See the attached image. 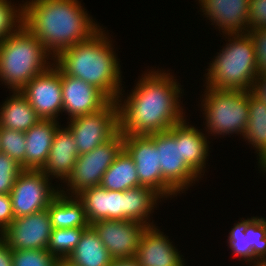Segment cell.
I'll return each instance as SVG.
<instances>
[{
	"instance_id": "obj_1",
	"label": "cell",
	"mask_w": 266,
	"mask_h": 266,
	"mask_svg": "<svg viewBox=\"0 0 266 266\" xmlns=\"http://www.w3.org/2000/svg\"><path fill=\"white\" fill-rule=\"evenodd\" d=\"M173 78L165 71L151 70L144 77L142 74L123 105L122 99H117L119 131L123 135L147 136L166 132L185 120L178 100L181 88Z\"/></svg>"
},
{
	"instance_id": "obj_2",
	"label": "cell",
	"mask_w": 266,
	"mask_h": 266,
	"mask_svg": "<svg viewBox=\"0 0 266 266\" xmlns=\"http://www.w3.org/2000/svg\"><path fill=\"white\" fill-rule=\"evenodd\" d=\"M22 6L23 25L44 45L52 58L91 38L101 29L78 0H31Z\"/></svg>"
},
{
	"instance_id": "obj_3",
	"label": "cell",
	"mask_w": 266,
	"mask_h": 266,
	"mask_svg": "<svg viewBox=\"0 0 266 266\" xmlns=\"http://www.w3.org/2000/svg\"><path fill=\"white\" fill-rule=\"evenodd\" d=\"M105 32L60 52L54 59L66 75L82 79L102 91L111 101L122 98L120 65ZM120 95V96H119Z\"/></svg>"
},
{
	"instance_id": "obj_4",
	"label": "cell",
	"mask_w": 266,
	"mask_h": 266,
	"mask_svg": "<svg viewBox=\"0 0 266 266\" xmlns=\"http://www.w3.org/2000/svg\"><path fill=\"white\" fill-rule=\"evenodd\" d=\"M50 55L44 45L22 25L0 42V80L11 91H20L35 76L46 72L54 64L46 62Z\"/></svg>"
},
{
	"instance_id": "obj_5",
	"label": "cell",
	"mask_w": 266,
	"mask_h": 266,
	"mask_svg": "<svg viewBox=\"0 0 266 266\" xmlns=\"http://www.w3.org/2000/svg\"><path fill=\"white\" fill-rule=\"evenodd\" d=\"M229 35V44L220 50L210 64L206 75V87L216 90L250 91L258 77L256 52L248 33Z\"/></svg>"
},
{
	"instance_id": "obj_6",
	"label": "cell",
	"mask_w": 266,
	"mask_h": 266,
	"mask_svg": "<svg viewBox=\"0 0 266 266\" xmlns=\"http://www.w3.org/2000/svg\"><path fill=\"white\" fill-rule=\"evenodd\" d=\"M202 107L210 134L245 133L249 116V91L206 87Z\"/></svg>"
},
{
	"instance_id": "obj_7",
	"label": "cell",
	"mask_w": 266,
	"mask_h": 266,
	"mask_svg": "<svg viewBox=\"0 0 266 266\" xmlns=\"http://www.w3.org/2000/svg\"><path fill=\"white\" fill-rule=\"evenodd\" d=\"M122 149L123 134L119 131L112 139L91 152L80 154L65 180L71 194L75 197L83 190L99 186L104 173Z\"/></svg>"
},
{
	"instance_id": "obj_8",
	"label": "cell",
	"mask_w": 266,
	"mask_h": 266,
	"mask_svg": "<svg viewBox=\"0 0 266 266\" xmlns=\"http://www.w3.org/2000/svg\"><path fill=\"white\" fill-rule=\"evenodd\" d=\"M68 124L67 127L72 132L79 155L91 152L119 132L117 101H110L95 113L75 117Z\"/></svg>"
},
{
	"instance_id": "obj_9",
	"label": "cell",
	"mask_w": 266,
	"mask_h": 266,
	"mask_svg": "<svg viewBox=\"0 0 266 266\" xmlns=\"http://www.w3.org/2000/svg\"><path fill=\"white\" fill-rule=\"evenodd\" d=\"M41 170H23L15 181L10 197L14 219L48 208L59 194Z\"/></svg>"
},
{
	"instance_id": "obj_10",
	"label": "cell",
	"mask_w": 266,
	"mask_h": 266,
	"mask_svg": "<svg viewBox=\"0 0 266 266\" xmlns=\"http://www.w3.org/2000/svg\"><path fill=\"white\" fill-rule=\"evenodd\" d=\"M123 148L133 158L140 186L149 187L162 198L177 193L162 179L159 149L146 135H123Z\"/></svg>"
},
{
	"instance_id": "obj_11",
	"label": "cell",
	"mask_w": 266,
	"mask_h": 266,
	"mask_svg": "<svg viewBox=\"0 0 266 266\" xmlns=\"http://www.w3.org/2000/svg\"><path fill=\"white\" fill-rule=\"evenodd\" d=\"M159 149L162 179L176 192L184 191L200 176L181 158L177 124L166 132L147 135ZM191 183V184H190Z\"/></svg>"
},
{
	"instance_id": "obj_12",
	"label": "cell",
	"mask_w": 266,
	"mask_h": 266,
	"mask_svg": "<svg viewBox=\"0 0 266 266\" xmlns=\"http://www.w3.org/2000/svg\"><path fill=\"white\" fill-rule=\"evenodd\" d=\"M20 92L41 119L57 120L63 108L61 70L52 65L46 72L35 76Z\"/></svg>"
},
{
	"instance_id": "obj_13",
	"label": "cell",
	"mask_w": 266,
	"mask_h": 266,
	"mask_svg": "<svg viewBox=\"0 0 266 266\" xmlns=\"http://www.w3.org/2000/svg\"><path fill=\"white\" fill-rule=\"evenodd\" d=\"M47 209L15 218L0 233L11 250L47 249L52 233Z\"/></svg>"
},
{
	"instance_id": "obj_14",
	"label": "cell",
	"mask_w": 266,
	"mask_h": 266,
	"mask_svg": "<svg viewBox=\"0 0 266 266\" xmlns=\"http://www.w3.org/2000/svg\"><path fill=\"white\" fill-rule=\"evenodd\" d=\"M113 259L136 256L146 225L132 220H100L90 225Z\"/></svg>"
},
{
	"instance_id": "obj_15",
	"label": "cell",
	"mask_w": 266,
	"mask_h": 266,
	"mask_svg": "<svg viewBox=\"0 0 266 266\" xmlns=\"http://www.w3.org/2000/svg\"><path fill=\"white\" fill-rule=\"evenodd\" d=\"M62 112L69 120L103 109L111 100L98 88L82 79L68 76L61 71Z\"/></svg>"
},
{
	"instance_id": "obj_16",
	"label": "cell",
	"mask_w": 266,
	"mask_h": 266,
	"mask_svg": "<svg viewBox=\"0 0 266 266\" xmlns=\"http://www.w3.org/2000/svg\"><path fill=\"white\" fill-rule=\"evenodd\" d=\"M83 203L89 225L100 220H126L125 191H110L99 186L83 190L77 195Z\"/></svg>"
},
{
	"instance_id": "obj_17",
	"label": "cell",
	"mask_w": 266,
	"mask_h": 266,
	"mask_svg": "<svg viewBox=\"0 0 266 266\" xmlns=\"http://www.w3.org/2000/svg\"><path fill=\"white\" fill-rule=\"evenodd\" d=\"M250 0H199L206 17L224 34L248 33ZM247 25V26H246ZM247 27V28H246Z\"/></svg>"
},
{
	"instance_id": "obj_18",
	"label": "cell",
	"mask_w": 266,
	"mask_h": 266,
	"mask_svg": "<svg viewBox=\"0 0 266 266\" xmlns=\"http://www.w3.org/2000/svg\"><path fill=\"white\" fill-rule=\"evenodd\" d=\"M156 226L142 232L135 258L140 266H184L182 255Z\"/></svg>"
},
{
	"instance_id": "obj_19",
	"label": "cell",
	"mask_w": 266,
	"mask_h": 266,
	"mask_svg": "<svg viewBox=\"0 0 266 266\" xmlns=\"http://www.w3.org/2000/svg\"><path fill=\"white\" fill-rule=\"evenodd\" d=\"M79 152L72 132L68 127L60 128L54 134L50 153L41 171L47 175L66 180L74 167Z\"/></svg>"
},
{
	"instance_id": "obj_20",
	"label": "cell",
	"mask_w": 266,
	"mask_h": 266,
	"mask_svg": "<svg viewBox=\"0 0 266 266\" xmlns=\"http://www.w3.org/2000/svg\"><path fill=\"white\" fill-rule=\"evenodd\" d=\"M57 120L41 119L25 132V170H41L47 161L54 134L59 127Z\"/></svg>"
},
{
	"instance_id": "obj_21",
	"label": "cell",
	"mask_w": 266,
	"mask_h": 266,
	"mask_svg": "<svg viewBox=\"0 0 266 266\" xmlns=\"http://www.w3.org/2000/svg\"><path fill=\"white\" fill-rule=\"evenodd\" d=\"M186 120L177 124V143H180L181 158L201 177L208 156L207 137Z\"/></svg>"
},
{
	"instance_id": "obj_22",
	"label": "cell",
	"mask_w": 266,
	"mask_h": 266,
	"mask_svg": "<svg viewBox=\"0 0 266 266\" xmlns=\"http://www.w3.org/2000/svg\"><path fill=\"white\" fill-rule=\"evenodd\" d=\"M64 190H59V194L52 200L47 208L50 222L53 229L57 228H88L84 205L77 196H69L70 191L65 194ZM69 197V198H68Z\"/></svg>"
},
{
	"instance_id": "obj_23",
	"label": "cell",
	"mask_w": 266,
	"mask_h": 266,
	"mask_svg": "<svg viewBox=\"0 0 266 266\" xmlns=\"http://www.w3.org/2000/svg\"><path fill=\"white\" fill-rule=\"evenodd\" d=\"M0 109V127L26 132L41 118L20 91H13Z\"/></svg>"
},
{
	"instance_id": "obj_24",
	"label": "cell",
	"mask_w": 266,
	"mask_h": 266,
	"mask_svg": "<svg viewBox=\"0 0 266 266\" xmlns=\"http://www.w3.org/2000/svg\"><path fill=\"white\" fill-rule=\"evenodd\" d=\"M66 260L75 266H109L113 258L98 234L89 226Z\"/></svg>"
},
{
	"instance_id": "obj_25",
	"label": "cell",
	"mask_w": 266,
	"mask_h": 266,
	"mask_svg": "<svg viewBox=\"0 0 266 266\" xmlns=\"http://www.w3.org/2000/svg\"><path fill=\"white\" fill-rule=\"evenodd\" d=\"M100 186L110 191H125L140 186L133 158L123 148L102 177Z\"/></svg>"
},
{
	"instance_id": "obj_26",
	"label": "cell",
	"mask_w": 266,
	"mask_h": 266,
	"mask_svg": "<svg viewBox=\"0 0 266 266\" xmlns=\"http://www.w3.org/2000/svg\"><path fill=\"white\" fill-rule=\"evenodd\" d=\"M243 137L255 147L259 164L266 159V103L249 91L248 124Z\"/></svg>"
},
{
	"instance_id": "obj_27",
	"label": "cell",
	"mask_w": 266,
	"mask_h": 266,
	"mask_svg": "<svg viewBox=\"0 0 266 266\" xmlns=\"http://www.w3.org/2000/svg\"><path fill=\"white\" fill-rule=\"evenodd\" d=\"M126 197V220L137 221L147 227L154 226L147 222L148 217L155 207L157 200L162 197L153 189L145 186L125 190ZM155 206V207H154Z\"/></svg>"
},
{
	"instance_id": "obj_28",
	"label": "cell",
	"mask_w": 266,
	"mask_h": 266,
	"mask_svg": "<svg viewBox=\"0 0 266 266\" xmlns=\"http://www.w3.org/2000/svg\"><path fill=\"white\" fill-rule=\"evenodd\" d=\"M87 228H57L50 235L47 251L58 259H67Z\"/></svg>"
},
{
	"instance_id": "obj_29",
	"label": "cell",
	"mask_w": 266,
	"mask_h": 266,
	"mask_svg": "<svg viewBox=\"0 0 266 266\" xmlns=\"http://www.w3.org/2000/svg\"><path fill=\"white\" fill-rule=\"evenodd\" d=\"M0 152L9 155L25 170V132L0 127Z\"/></svg>"
},
{
	"instance_id": "obj_30",
	"label": "cell",
	"mask_w": 266,
	"mask_h": 266,
	"mask_svg": "<svg viewBox=\"0 0 266 266\" xmlns=\"http://www.w3.org/2000/svg\"><path fill=\"white\" fill-rule=\"evenodd\" d=\"M243 219L234 225L232 230L229 232V248L233 254L238 257H242L246 262H252V247L250 246L249 232H245L247 225L254 219Z\"/></svg>"
},
{
	"instance_id": "obj_31",
	"label": "cell",
	"mask_w": 266,
	"mask_h": 266,
	"mask_svg": "<svg viewBox=\"0 0 266 266\" xmlns=\"http://www.w3.org/2000/svg\"><path fill=\"white\" fill-rule=\"evenodd\" d=\"M15 7L10 1L0 0V42L23 25V6Z\"/></svg>"
},
{
	"instance_id": "obj_32",
	"label": "cell",
	"mask_w": 266,
	"mask_h": 266,
	"mask_svg": "<svg viewBox=\"0 0 266 266\" xmlns=\"http://www.w3.org/2000/svg\"><path fill=\"white\" fill-rule=\"evenodd\" d=\"M58 261L47 249L12 250V266H57Z\"/></svg>"
},
{
	"instance_id": "obj_33",
	"label": "cell",
	"mask_w": 266,
	"mask_h": 266,
	"mask_svg": "<svg viewBox=\"0 0 266 266\" xmlns=\"http://www.w3.org/2000/svg\"><path fill=\"white\" fill-rule=\"evenodd\" d=\"M245 232H249L254 264L257 261H266V219L255 217L247 225Z\"/></svg>"
},
{
	"instance_id": "obj_34",
	"label": "cell",
	"mask_w": 266,
	"mask_h": 266,
	"mask_svg": "<svg viewBox=\"0 0 266 266\" xmlns=\"http://www.w3.org/2000/svg\"><path fill=\"white\" fill-rule=\"evenodd\" d=\"M23 171L9 155L0 152V194H10L18 175Z\"/></svg>"
},
{
	"instance_id": "obj_35",
	"label": "cell",
	"mask_w": 266,
	"mask_h": 266,
	"mask_svg": "<svg viewBox=\"0 0 266 266\" xmlns=\"http://www.w3.org/2000/svg\"><path fill=\"white\" fill-rule=\"evenodd\" d=\"M266 29V0L249 1V30Z\"/></svg>"
},
{
	"instance_id": "obj_36",
	"label": "cell",
	"mask_w": 266,
	"mask_h": 266,
	"mask_svg": "<svg viewBox=\"0 0 266 266\" xmlns=\"http://www.w3.org/2000/svg\"><path fill=\"white\" fill-rule=\"evenodd\" d=\"M248 34L254 44L259 73L266 74V29L250 30Z\"/></svg>"
},
{
	"instance_id": "obj_37",
	"label": "cell",
	"mask_w": 266,
	"mask_h": 266,
	"mask_svg": "<svg viewBox=\"0 0 266 266\" xmlns=\"http://www.w3.org/2000/svg\"><path fill=\"white\" fill-rule=\"evenodd\" d=\"M14 220L10 194H0V232Z\"/></svg>"
},
{
	"instance_id": "obj_38",
	"label": "cell",
	"mask_w": 266,
	"mask_h": 266,
	"mask_svg": "<svg viewBox=\"0 0 266 266\" xmlns=\"http://www.w3.org/2000/svg\"><path fill=\"white\" fill-rule=\"evenodd\" d=\"M251 92L261 101L266 103V74H259L253 83Z\"/></svg>"
},
{
	"instance_id": "obj_39",
	"label": "cell",
	"mask_w": 266,
	"mask_h": 266,
	"mask_svg": "<svg viewBox=\"0 0 266 266\" xmlns=\"http://www.w3.org/2000/svg\"><path fill=\"white\" fill-rule=\"evenodd\" d=\"M0 266H12V250L0 237Z\"/></svg>"
},
{
	"instance_id": "obj_40",
	"label": "cell",
	"mask_w": 266,
	"mask_h": 266,
	"mask_svg": "<svg viewBox=\"0 0 266 266\" xmlns=\"http://www.w3.org/2000/svg\"><path fill=\"white\" fill-rule=\"evenodd\" d=\"M109 266H140L139 261L133 258L113 259Z\"/></svg>"
},
{
	"instance_id": "obj_41",
	"label": "cell",
	"mask_w": 266,
	"mask_h": 266,
	"mask_svg": "<svg viewBox=\"0 0 266 266\" xmlns=\"http://www.w3.org/2000/svg\"><path fill=\"white\" fill-rule=\"evenodd\" d=\"M57 266H75L66 259H59Z\"/></svg>"
},
{
	"instance_id": "obj_42",
	"label": "cell",
	"mask_w": 266,
	"mask_h": 266,
	"mask_svg": "<svg viewBox=\"0 0 266 266\" xmlns=\"http://www.w3.org/2000/svg\"><path fill=\"white\" fill-rule=\"evenodd\" d=\"M254 266H266V261H257Z\"/></svg>"
},
{
	"instance_id": "obj_43",
	"label": "cell",
	"mask_w": 266,
	"mask_h": 266,
	"mask_svg": "<svg viewBox=\"0 0 266 266\" xmlns=\"http://www.w3.org/2000/svg\"><path fill=\"white\" fill-rule=\"evenodd\" d=\"M260 167L263 169V171H266V159L260 164Z\"/></svg>"
}]
</instances>
